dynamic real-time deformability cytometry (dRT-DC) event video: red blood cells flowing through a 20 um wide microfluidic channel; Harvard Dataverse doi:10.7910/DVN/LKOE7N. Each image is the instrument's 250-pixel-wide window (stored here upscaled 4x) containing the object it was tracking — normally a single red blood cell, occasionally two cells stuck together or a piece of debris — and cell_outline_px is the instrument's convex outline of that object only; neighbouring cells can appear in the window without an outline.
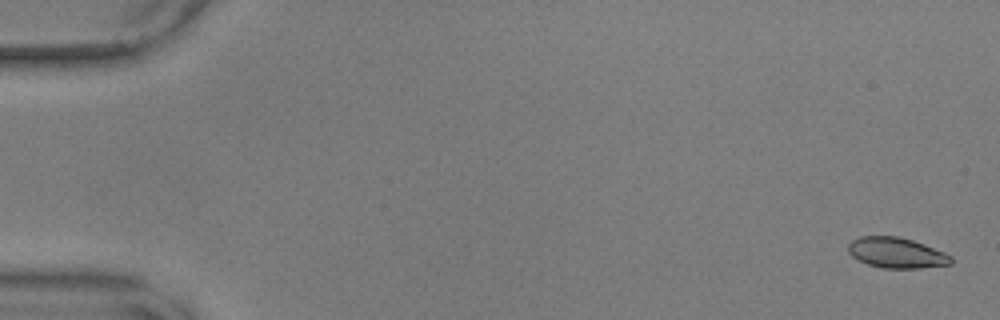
{"species": "common noctule bat (a hibernating species)", "species_latin": "Nyctalus noctula", "temperature_condition": "warm", "stored_images_in_passage": 57, "camera_frame_rate_fps": 3000, "um_per_image_px": 0.085, "animal": {"sex": "male", "body_mass_g": 17.9, "forearm_length_mm": 54.2}, "frame": {"image": 1, "passage_image": 2, "time_ms": 0.333, "image_size_px": [1000, 320], "cell_outline_px": [[952, 264], [920, 268], [884, 268], [868, 264], [852, 256], [848, 252], [848, 244], [852, 240], [860, 236], [900, 236], [924, 244], [944, 252], [952, 256]], "centroid_in_image_um": [76.21, 21.48], "position_along_channel_um": 8.8, "area_um2": 18.26}}
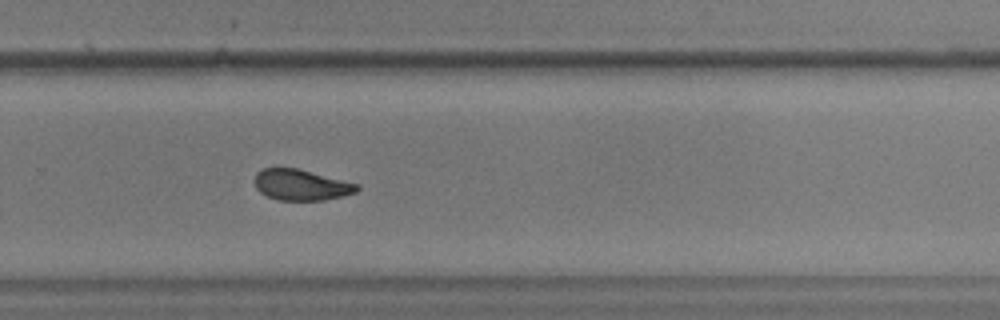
{"frame": {"image": 2, "passage_image": 39, "time_ms": 12.667, "image_size_px": [1000, 320], "cell_outline_px": [[360, 188], [356, 192], [324, 200], [276, 200], [260, 192], [256, 188], [256, 172], [264, 168], [296, 168], [356, 184]], "centroid_in_image_um": [25.55, 15.72], "position_along_channel_um": 304.2, "area_um2": 17.98}}
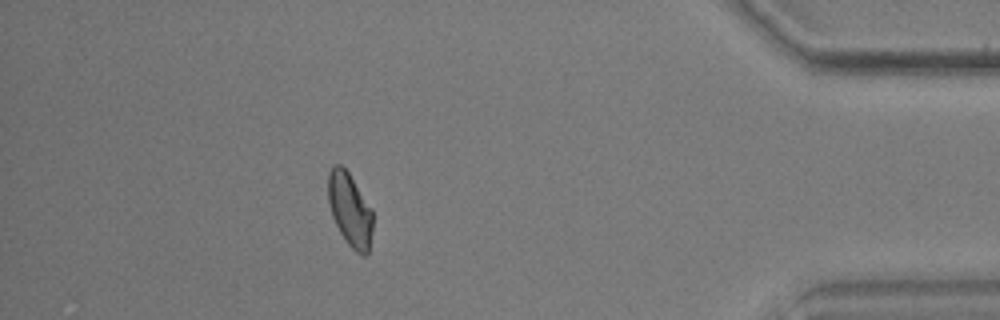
{"frame": {"image": 3, "passage_image": 51, "time_ms": 16.667, "image_size_px": [1000, 320], "cell_outline_px": [[372, 232], [368, 252], [364, 256], [356, 252], [348, 244], [340, 232], [332, 216], [328, 200], [328, 172], [336, 164], [340, 164], [348, 172], [372, 208]], "centroid_in_image_um": [29.74, 17.82], "position_along_channel_um": 405.5, "area_um2": 18.96}, "authors_computed_cell_mechanics": {"area_um2": 19.1318, "velocity_mm_per_s": 3.59, "shape_relaxation_time_tau1_ms": null, "shape_relaxation_time_tau2_ms": 1.8557, "deformation_change_tau1": null, "deformation_change_tau2": 0.0638}}